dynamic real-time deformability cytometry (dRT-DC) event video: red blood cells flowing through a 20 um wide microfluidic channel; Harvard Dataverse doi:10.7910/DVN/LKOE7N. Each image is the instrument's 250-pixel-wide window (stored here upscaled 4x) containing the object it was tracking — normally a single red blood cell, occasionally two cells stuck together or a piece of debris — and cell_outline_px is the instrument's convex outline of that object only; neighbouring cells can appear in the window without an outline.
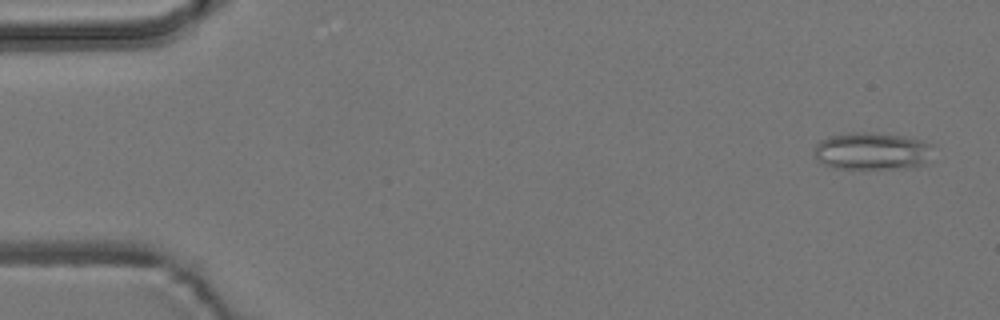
{"species": "common noctule bat (a hibernating species)", "species_latin": "Nyctalus noctula", "temperature_condition": "room temperature", "stored_images_in_passage": 4, "camera_frame_rate_fps": 3000, "um_per_image_px": 0.085, "animal": {"sex": "male", "body_mass_g": 19.2, "forearm_length_mm": 51.8}, "frame": {"image": 1, "passage_image": 1, "time_ms": 0.0, "image_size_px": [1000, 320], "cell_outline_px": [[932, 144], [924, 164], [916, 168], [832, 168], [820, 164], [816, 160], [816, 144], [820, 140], [828, 136], [848, 132], [872, 132], [904, 136], [924, 140]], "centroid_in_image_um": [74.09, 12.84], "position_along_channel_um": 10.9, "area_um2": 26.07}}